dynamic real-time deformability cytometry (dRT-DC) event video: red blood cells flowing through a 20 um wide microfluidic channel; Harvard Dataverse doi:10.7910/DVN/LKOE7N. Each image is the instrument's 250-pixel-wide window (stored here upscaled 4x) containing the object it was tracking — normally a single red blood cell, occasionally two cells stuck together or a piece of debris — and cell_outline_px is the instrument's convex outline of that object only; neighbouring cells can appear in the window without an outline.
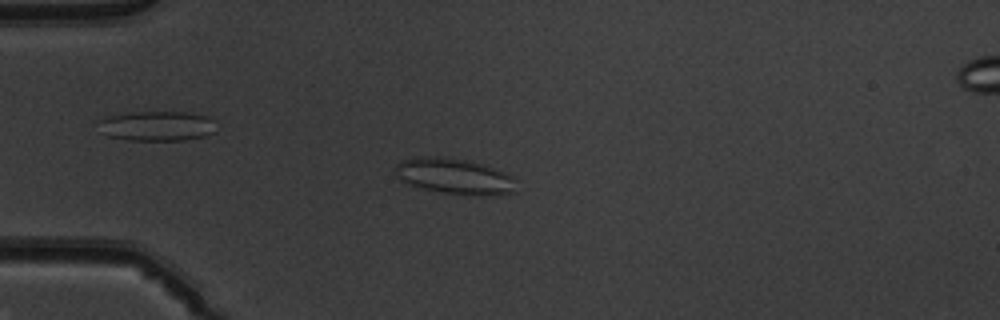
{"species": "common noctule bat (a hibernating species)", "species_latin": "Nyctalus noctula", "temperature_condition": "warm", "stored_images_in_passage": 51, "camera_frame_rate_fps": 3000, "um_per_image_px": 0.085, "animal": {"sex": "male", "body_mass_g": 19.5, "forearm_length_mm": 54.6}, "frame": {"image": 1, "passage_image": 14, "time_ms": 4.333, "image_size_px": [1000, 320], "cell_outline_px": [[516, 192], [496, 196], [488, 196], [440, 192], [408, 184], [400, 180], [396, 176], [396, 164], [400, 160], [416, 156], [444, 156], [468, 160], [484, 164], [504, 172], [512, 176], [516, 180]], "centroid_in_image_um": [38.65, 14.97], "position_along_channel_um": 46.3, "area_um2": 25.66}}
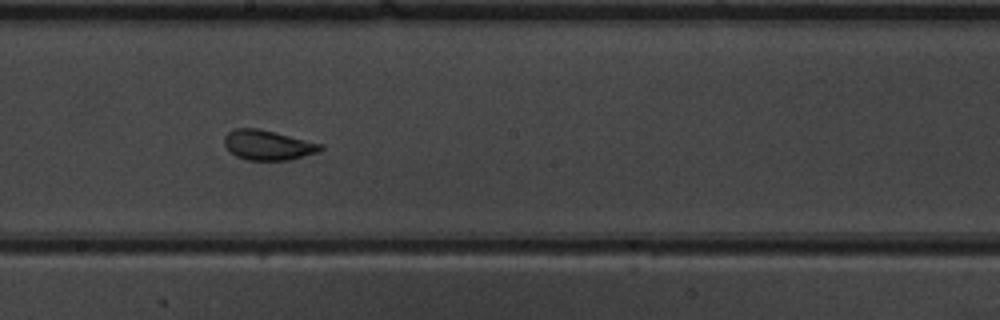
{"frame": {"image": 2, "passage_image": 29, "time_ms": 9.333, "image_size_px": [1000, 320], "cell_outline_px": [[324, 148], [320, 152], [288, 160], [248, 160], [236, 156], [224, 144], [224, 136], [232, 128], [256, 128], [324, 144]], "centroid_in_image_um": [22.79, 12.33], "position_along_channel_um": 225.4, "area_um2": 16.7}}
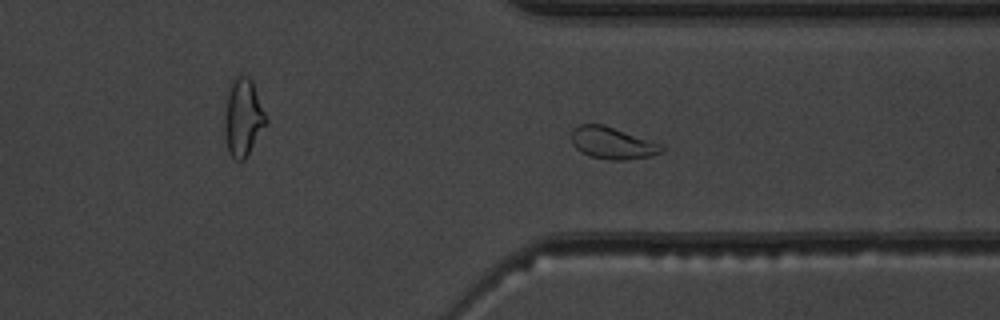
{"frame": {"image": 3, "passage_image": 39, "time_ms": 12.667, "image_size_px": [1000, 320], "cell_outline_px": [[668, 148], [664, 152], [652, 156], [628, 160], [612, 160], [588, 156], [580, 152], [572, 144], [572, 128], [580, 124], [604, 124], [664, 144]], "centroid_in_image_um": [52.12, 12.16], "position_along_channel_um": 359.3, "area_um2": 17.34}, "authors_computed_cell_mechanics": {"area_um2": 19.074, "velocity_mm_per_s": 4.0073, "shape_relaxation_time_tau1_ms": 4.2841, "shape_relaxation_time_tau2_ms": 0.9119, "deformation_change_tau1": 0.1337, "deformation_change_tau2": 0.0832}}